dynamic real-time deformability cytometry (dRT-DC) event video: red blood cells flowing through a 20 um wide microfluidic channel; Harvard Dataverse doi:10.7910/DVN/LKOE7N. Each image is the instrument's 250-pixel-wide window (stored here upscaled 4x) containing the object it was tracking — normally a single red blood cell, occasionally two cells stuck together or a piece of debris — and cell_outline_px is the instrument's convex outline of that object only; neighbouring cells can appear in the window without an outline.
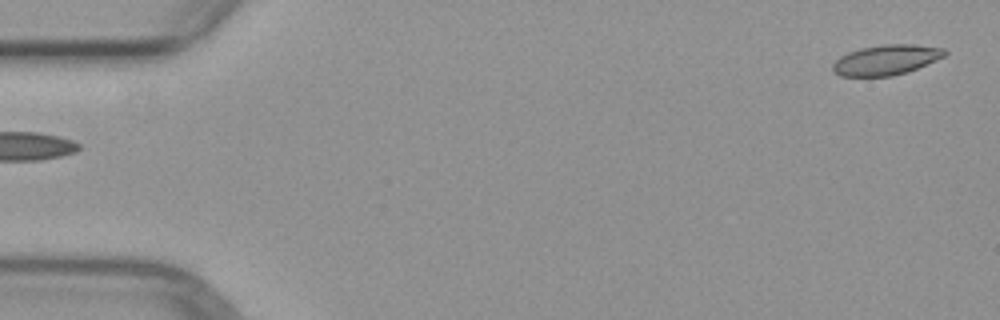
{"species": "common noctule bat (a hibernating species)", "species_latin": "Nyctalus noctula", "temperature_condition": "warm", "stored_images_in_passage": 2, "segment_of_instrument_passage": [2, 2], "camera_frame_rate_fps": 3000, "um_per_image_px": 0.085, "animal": {"sex": "female", "body_mass_g": 29.2, "forearm_length_mm": 56.3}, "frame": {"image": 1, "passage_image": 2, "time_ms": 1.0, "image_size_px": [1000, 320], "cell_outline_px": [[948, 52], [944, 56], [936, 60], [908, 72], [892, 76], [840, 76], [832, 72], [832, 64], [840, 56], [848, 52], [860, 48], [884, 44], [912, 44], [944, 48]], "centroid_in_image_um": [75.3, 5.09], "position_along_channel_um": 9.7, "area_um2": 19.77}}